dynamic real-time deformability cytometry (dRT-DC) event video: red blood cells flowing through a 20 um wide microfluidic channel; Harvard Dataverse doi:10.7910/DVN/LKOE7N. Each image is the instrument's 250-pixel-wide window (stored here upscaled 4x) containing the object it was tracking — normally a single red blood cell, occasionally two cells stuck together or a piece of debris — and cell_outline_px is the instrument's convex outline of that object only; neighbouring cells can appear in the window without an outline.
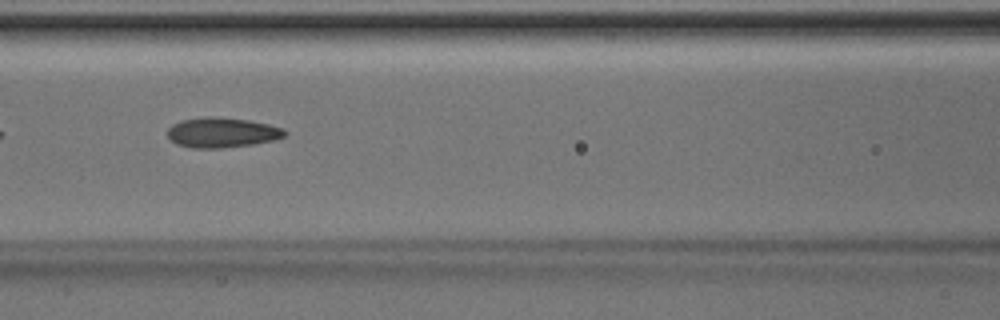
{"species": "Egyptian fruit bat (a non-hibernating species)", "species_latin": "Rousettus aegyptiacus", "temperature_condition": "room temperature", "stored_images_in_passage": 6, "camera_frame_rate_fps": 3000, "um_per_image_px": 0.085, "animal": {"sex": "male"}, "frame": {"image": 1, "passage_image": 6, "time_ms": 1.667, "image_size_px": [1000, 320], "cell_outline_px": [[288, 132], [284, 136], [272, 140], [252, 144], [220, 148], [192, 148], [176, 144], [168, 136], [168, 128], [172, 124], [180, 120], [204, 116], [216, 116], [248, 120], [268, 124], [284, 128]], "centroid_in_image_um": [18.85, 11.25], "position_along_channel_um": 147.8, "area_um2": 20.58}}